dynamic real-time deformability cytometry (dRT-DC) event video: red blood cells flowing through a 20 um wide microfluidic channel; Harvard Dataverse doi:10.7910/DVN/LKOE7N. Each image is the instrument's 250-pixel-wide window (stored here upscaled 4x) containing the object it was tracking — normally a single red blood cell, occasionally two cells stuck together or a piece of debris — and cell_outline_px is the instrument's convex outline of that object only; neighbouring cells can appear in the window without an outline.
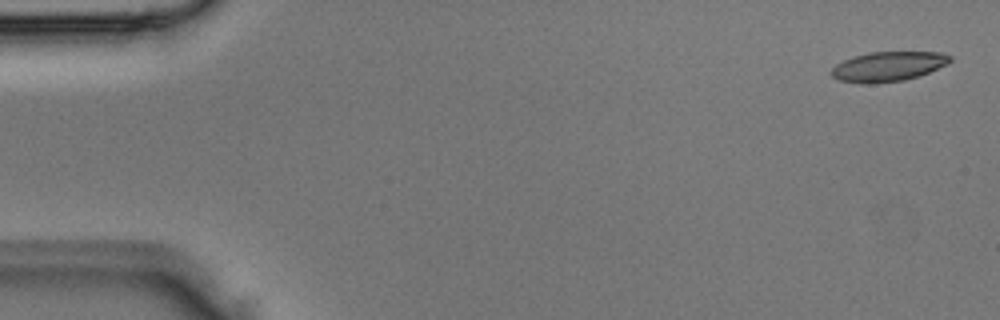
{"species": "Egyptian fruit bat (a non-hibernating species)", "species_latin": "Rousettus aegyptiacus", "temperature_condition": "room temperature", "stored_images_in_passage": 4, "camera_frame_rate_fps": 3000, "um_per_image_px": 0.085, "animal": {"sex": "male"}, "frame": {"image": 1, "passage_image": 1, "time_ms": 0.0, "image_size_px": [1000, 320], "cell_outline_px": [[952, 60], [948, 64], [928, 72], [904, 80], [872, 84], [860, 84], [836, 80], [828, 72], [836, 64], [844, 60], [868, 52], [940, 52], [952, 56]], "centroid_in_image_um": [75.45, 5.66], "position_along_channel_um": 9.6, "area_um2": 20.69}}